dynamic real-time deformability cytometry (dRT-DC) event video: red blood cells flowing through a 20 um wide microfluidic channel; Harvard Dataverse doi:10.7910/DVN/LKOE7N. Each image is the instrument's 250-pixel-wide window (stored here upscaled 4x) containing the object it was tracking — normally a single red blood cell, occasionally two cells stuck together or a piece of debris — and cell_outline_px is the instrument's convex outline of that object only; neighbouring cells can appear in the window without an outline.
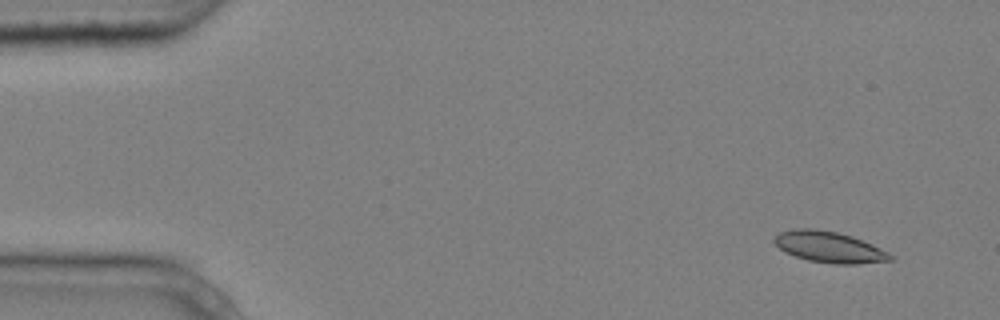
{"species": "common noctule bat (a hibernating species)", "species_latin": "Nyctalus noctula", "temperature_condition": "cold", "stored_images_in_passage": 8, "camera_frame_rate_fps": 3000, "um_per_image_px": 0.085, "animal": {"sex": "male", "body_mass_g": 20.4}, "frame": {"image": 1, "passage_image": 1, "time_ms": 0.0, "image_size_px": [1000, 320], "cell_outline_px": [[892, 260], [856, 264], [832, 264], [808, 260], [784, 252], [772, 240], [772, 236], [780, 232], [796, 228], [812, 228], [836, 232], [852, 236], [872, 244], [888, 252], [892, 256]], "centroid_in_image_um": [70.44, 20.99], "position_along_channel_um": 14.6, "area_um2": 20.98}}